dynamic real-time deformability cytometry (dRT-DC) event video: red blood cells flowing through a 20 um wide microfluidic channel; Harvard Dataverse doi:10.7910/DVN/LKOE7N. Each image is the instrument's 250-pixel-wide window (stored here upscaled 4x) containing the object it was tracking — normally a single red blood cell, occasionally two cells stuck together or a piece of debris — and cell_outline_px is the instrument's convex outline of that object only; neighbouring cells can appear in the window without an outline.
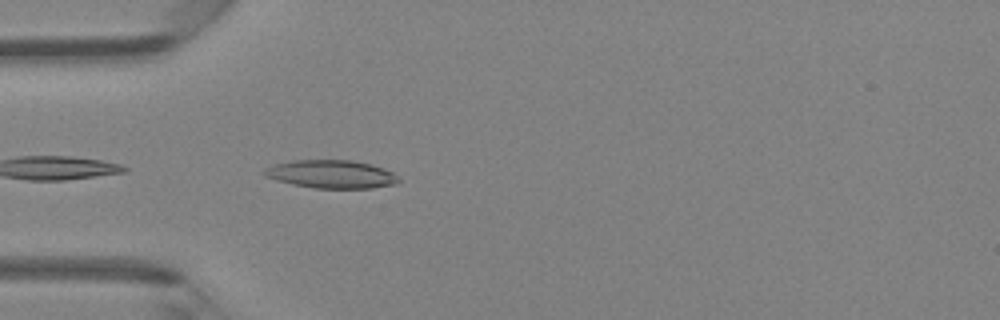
{"species": "Egyptian fruit bat (a non-hibernating species)", "species_latin": "Rousettus aegyptiacus", "temperature_condition": "room temperature", "stored_images_in_passage": 5, "camera_frame_rate_fps": 3000, "um_per_image_px": 0.085, "animal": {"sex": "female"}, "frame": {"image": 1, "passage_image": 2, "time_ms": 0.333, "image_size_px": [1000, 320], "cell_outline_px": [[400, 180], [396, 184], [372, 188], [316, 188], [292, 184], [276, 180], [264, 176], [264, 168], [272, 164], [292, 160], [352, 160], [372, 164], [384, 168], [392, 172]], "centroid_in_image_um": [28.14, 14.8], "position_along_channel_um": 56.9, "area_um2": 22.14}}